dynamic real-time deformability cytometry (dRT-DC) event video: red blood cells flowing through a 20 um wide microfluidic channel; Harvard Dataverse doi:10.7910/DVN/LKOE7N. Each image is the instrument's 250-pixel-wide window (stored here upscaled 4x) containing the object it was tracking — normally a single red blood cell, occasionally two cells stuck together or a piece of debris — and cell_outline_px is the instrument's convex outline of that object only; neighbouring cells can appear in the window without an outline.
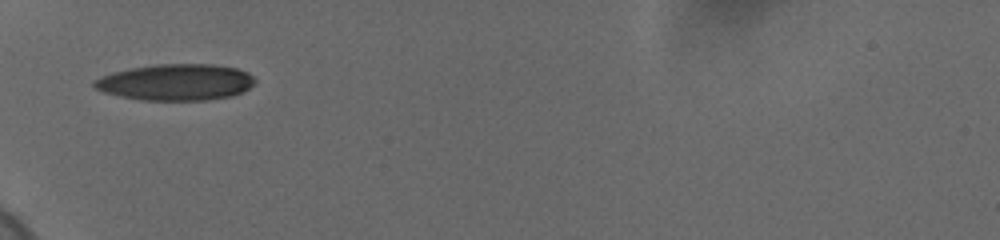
{"species": "human", "species_latin": "Homo sapiens", "temperature_condition": "cold", "stored_images_in_passage": 36, "camera_frame_rate_fps": 3000, "um_per_image_px": 0.085, "donor": {"sex": "female"}, "frame": {"image": 1, "passage_image": 1, "time_ms": 0.0, "image_size_px": [1000, 240], "cell_outline_px": [[256, 84], [244, 92], [232, 96], [208, 100], [140, 100], [120, 96], [104, 92], [96, 88], [92, 84], [92, 80], [100, 76], [112, 72], [128, 68], [156, 64], [212, 64], [236, 68], [248, 72], [256, 80]], "centroid_in_image_um": [14.96, 6.98], "position_along_channel_um": 70.0, "area_um2": 34.45}}
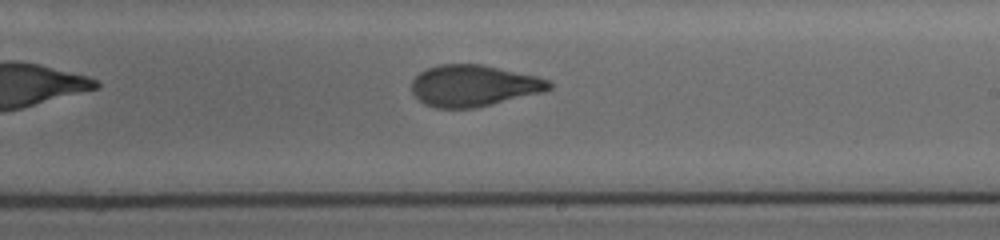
{"frame": {"image": 2, "passage_image": 16, "time_ms": 5.0, "image_size_px": [1000, 240], "cell_outline_px": [[552, 88], [544, 92], [476, 108], [436, 108], [424, 104], [412, 92], [412, 80], [420, 72], [428, 68], [440, 64], [480, 64], [536, 76], [548, 80], [552, 84]], "centroid_in_image_um": [40.26, 7.29], "position_along_channel_um": 248.7, "area_um2": 33.12}}
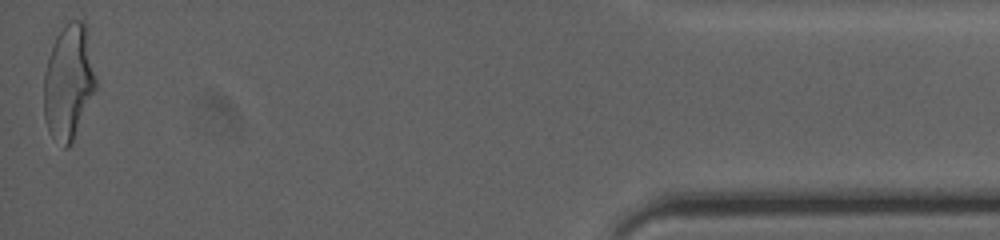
{"frame": {"image": 3, "passage_image": 36, "time_ms": 11.667, "image_size_px": [1000, 240], "cell_outline_px": [[96, 88], [72, 144], [68, 148], [64, 148], [52, 136], [44, 120], [44, 72], [48, 56], [56, 36], [68, 20], [84, 20], [88, 28], [96, 80]], "centroid_in_image_um": [5.84, 6.95], "position_along_channel_um": 429.4, "area_um2": 35.26}, "authors_computed_cell_mechanics": {"area_um2": 33.7552, "velocity_mm_per_s": 3.7015, "shape_relaxation_time_tau1_ms": 4.3923, "shape_relaxation_time_tau2_ms": 1.5803, "deformation_change_tau1": 0.1963, "deformation_change_tau2": 0.0859}}